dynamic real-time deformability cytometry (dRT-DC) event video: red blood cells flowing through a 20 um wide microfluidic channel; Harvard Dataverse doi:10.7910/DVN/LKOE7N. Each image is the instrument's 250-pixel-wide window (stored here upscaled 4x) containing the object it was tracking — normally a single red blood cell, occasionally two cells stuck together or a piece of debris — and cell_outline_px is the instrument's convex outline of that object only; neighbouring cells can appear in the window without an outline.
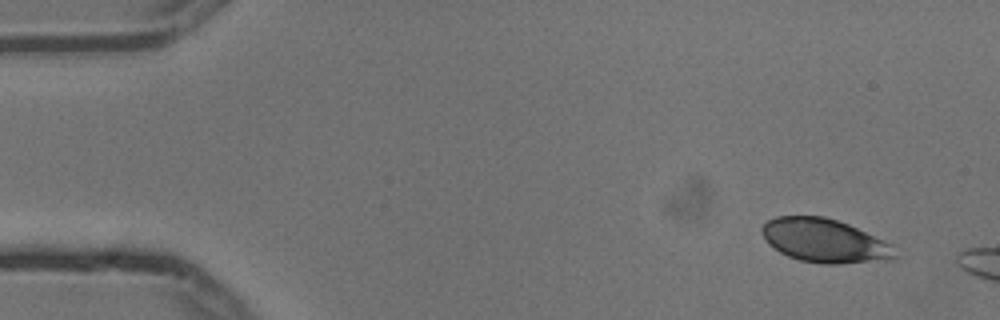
{"species": "common noctule bat (a hibernating species)", "species_latin": "Nyctalus noctula", "temperature_condition": "cold", "stored_images_in_passage": 3, "camera_frame_rate_fps": 3000, "um_per_image_px": 0.085, "animal": {"sex": "male", "body_mass_g": 13.3}, "frame": {"image": 1, "passage_image": 1, "time_ms": 0.0, "image_size_px": [1000, 320], "cell_outline_px": [[896, 256], [892, 260], [840, 264], [824, 264], [800, 260], [788, 256], [780, 252], [760, 232], [760, 228], [768, 220], [776, 216], [824, 216], [848, 224], [884, 240], [892, 244]], "centroid_in_image_um": [70.12, 20.46], "position_along_channel_um": 14.9, "area_um2": 33.7}}